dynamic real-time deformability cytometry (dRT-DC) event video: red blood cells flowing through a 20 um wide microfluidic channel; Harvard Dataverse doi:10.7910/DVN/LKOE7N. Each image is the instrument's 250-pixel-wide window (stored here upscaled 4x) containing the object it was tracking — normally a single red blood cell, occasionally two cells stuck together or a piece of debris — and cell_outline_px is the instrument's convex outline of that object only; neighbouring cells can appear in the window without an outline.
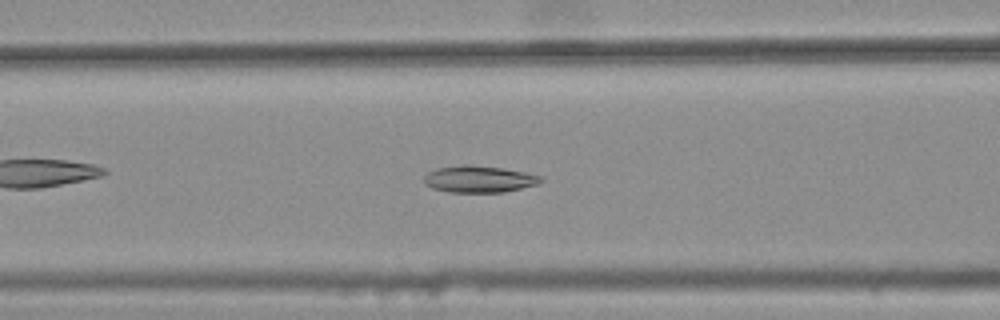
{"species": "common noctule bat (a hibernating species)", "species_latin": "Nyctalus noctula", "temperature_condition": "warm", "stored_images_in_passage": 33, "camera_frame_rate_fps": 3000, "um_per_image_px": 0.085, "animal": {"sex": "female", "body_mass_g": 25.1}, "frame": {"image": 1, "passage_image": 12, "time_ms": 3.667, "image_size_px": [1000, 320], "cell_outline_px": [[544, 180], [540, 184], [504, 192], [448, 192], [432, 188], [424, 184], [424, 176], [428, 172], [436, 168], [464, 164], [468, 164], [504, 168], [524, 172], [540, 176]], "centroid_in_image_um": [40.71, 15.22], "position_along_channel_um": 125.9, "area_um2": 18.38}}
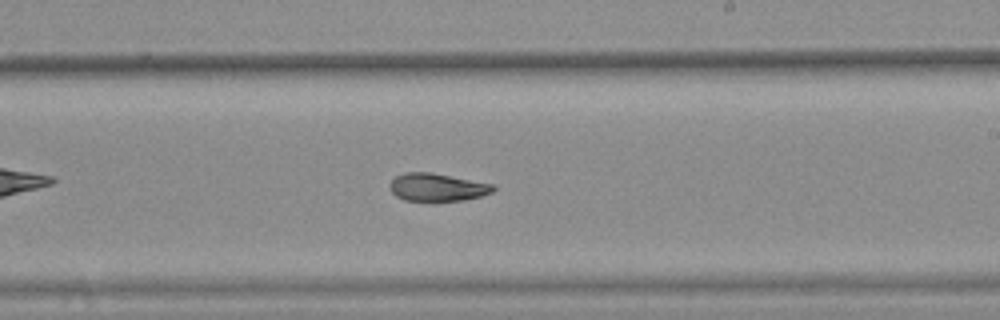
{"frame": {"image": 2, "passage_image": 22, "time_ms": 7.0, "image_size_px": [1000, 320], "cell_outline_px": [[496, 188], [492, 192], [480, 196], [464, 200], [404, 200], [396, 196], [392, 192], [388, 184], [396, 176], [404, 172], [432, 172], [492, 184]], "centroid_in_image_um": [37.13, 15.9], "position_along_channel_um": 251.9, "area_um2": 16.59}}
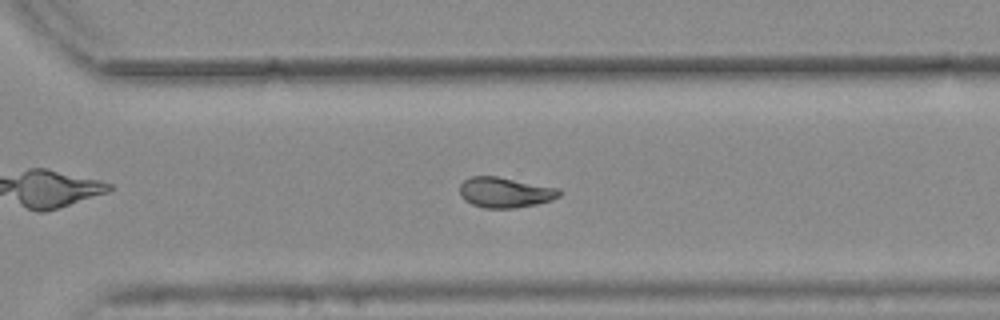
{"frame": {"image": 3, "passage_image": 28, "time_ms": 9.0, "image_size_px": [1000, 320], "cell_outline_px": [[560, 196], [552, 200], [536, 204], [516, 208], [484, 208], [472, 204], [464, 200], [460, 196], [460, 184], [464, 180], [472, 176], [496, 176], [560, 188]], "centroid_in_image_um": [42.93, 16.36], "position_along_channel_um": 327.7, "area_um2": 17.69}, "authors_computed_cell_mechanics": {"area_um2": 17.629, "velocity_mm_per_s": 3.79, "shape_relaxation_time_tau1_ms": null, "shape_relaxation_time_tau2_ms": 5.6507, "deformation_change_tau1": null, "deformation_change_tau2": 0.0909}}